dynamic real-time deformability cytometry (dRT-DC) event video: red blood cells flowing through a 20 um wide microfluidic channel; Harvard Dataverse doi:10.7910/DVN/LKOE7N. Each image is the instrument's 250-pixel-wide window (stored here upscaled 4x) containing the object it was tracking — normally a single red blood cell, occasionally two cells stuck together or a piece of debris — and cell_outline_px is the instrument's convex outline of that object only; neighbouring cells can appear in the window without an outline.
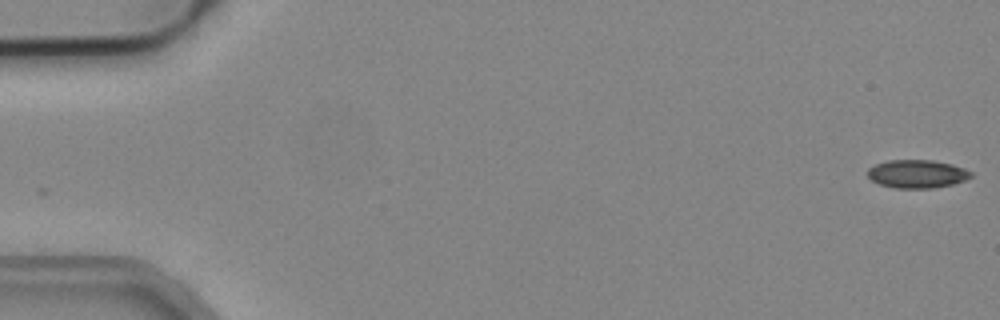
{"species": "common noctule bat (a hibernating species)", "species_latin": "Nyctalus noctula", "temperature_condition": "cold", "stored_images_in_passage": 52, "camera_frame_rate_fps": 3000, "um_per_image_px": 0.085, "animal": {"sex": "male", "body_mass_g": 19.2, "forearm_length_mm": 51.8}, "frame": {"image": 1, "passage_image": 1, "time_ms": 0.0, "image_size_px": [1000, 320], "cell_outline_px": [[964, 176], [956, 180], [944, 184], [884, 184], [876, 180], [868, 172], [872, 168], [880, 164], [904, 160], [916, 160], [944, 164], [956, 168], [964, 172]], "centroid_in_image_um": [77.79, 14.7], "position_along_channel_um": 7.2, "area_um2": 13.06}}
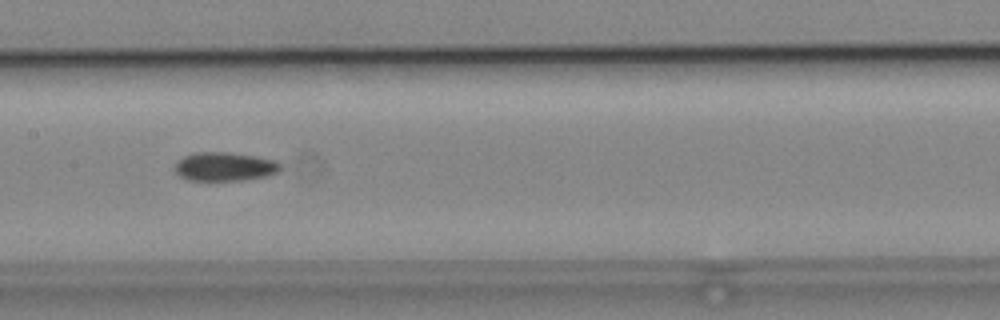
{"frame": {"image": 2, "passage_image": 26, "time_ms": 8.333, "image_size_px": [1000, 320], "cell_outline_px": [[272, 168], [264, 172], [240, 176], [192, 176], [184, 172], [180, 168], [180, 164], [184, 160], [196, 156], [232, 156], [260, 160], [272, 164]], "centroid_in_image_um": [18.98, 14.13], "position_along_channel_um": 188.4, "area_um2": 11.04}}
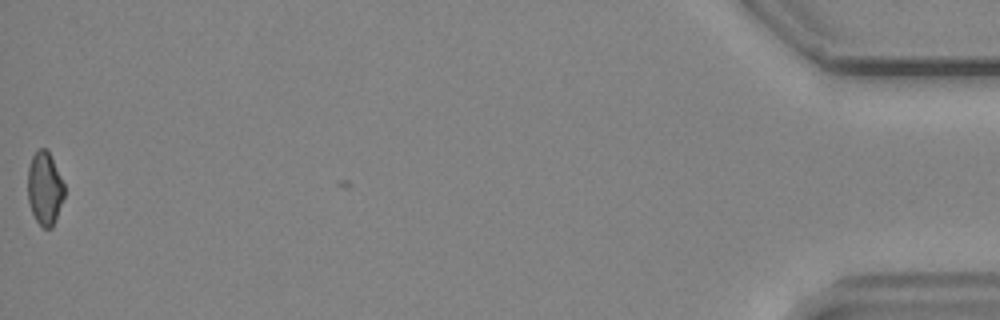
{"frame": {"image": 3, "passage_image": 52, "time_ms": 17.0, "image_size_px": [1000, 320], "cell_outline_px": [[64, 196], [52, 224], [48, 228], [40, 224], [32, 208], [28, 192], [28, 176], [32, 160], [44, 148], [48, 152], [64, 184]], "centroid_in_image_um": [3.83, 16.02], "position_along_channel_um": 431.4, "area_um2": 14.1}}